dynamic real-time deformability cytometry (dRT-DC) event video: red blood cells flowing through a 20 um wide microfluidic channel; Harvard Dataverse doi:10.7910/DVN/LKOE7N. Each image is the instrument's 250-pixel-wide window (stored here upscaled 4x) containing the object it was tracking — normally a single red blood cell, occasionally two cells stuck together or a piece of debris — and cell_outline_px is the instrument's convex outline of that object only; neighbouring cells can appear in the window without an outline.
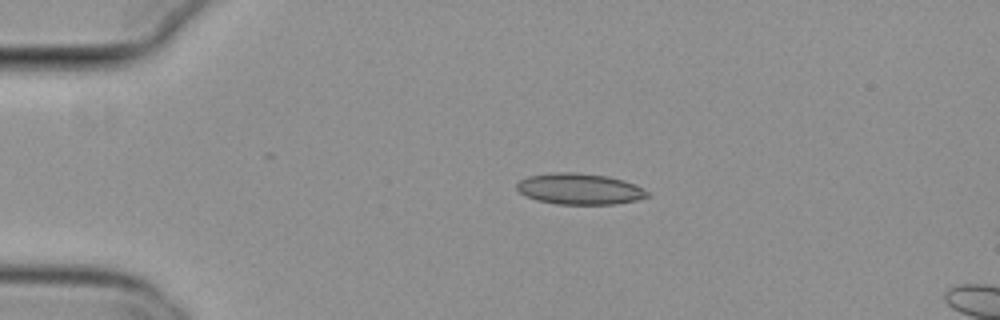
{"species": "common noctule bat (a hibernating species)", "species_latin": "Nyctalus noctula", "temperature_condition": "cold", "stored_images_in_passage": 17, "camera_frame_rate_fps": 3000, "um_per_image_px": 0.085, "animal": {"sex": "female", "body_mass_g": 29.2, "forearm_length_mm": 56.3}, "frame": {"image": 1, "passage_image": 12, "time_ms": 3.667, "image_size_px": [1000, 320], "cell_outline_px": [[648, 196], [636, 200], [616, 204], [556, 204], [536, 200], [524, 196], [516, 188], [516, 184], [520, 180], [528, 176], [556, 172], [576, 172], [608, 176], [624, 180], [636, 184], [648, 192]], "centroid_in_image_um": [49.24, 16.06], "position_along_channel_um": 35.8, "area_um2": 23.76}}